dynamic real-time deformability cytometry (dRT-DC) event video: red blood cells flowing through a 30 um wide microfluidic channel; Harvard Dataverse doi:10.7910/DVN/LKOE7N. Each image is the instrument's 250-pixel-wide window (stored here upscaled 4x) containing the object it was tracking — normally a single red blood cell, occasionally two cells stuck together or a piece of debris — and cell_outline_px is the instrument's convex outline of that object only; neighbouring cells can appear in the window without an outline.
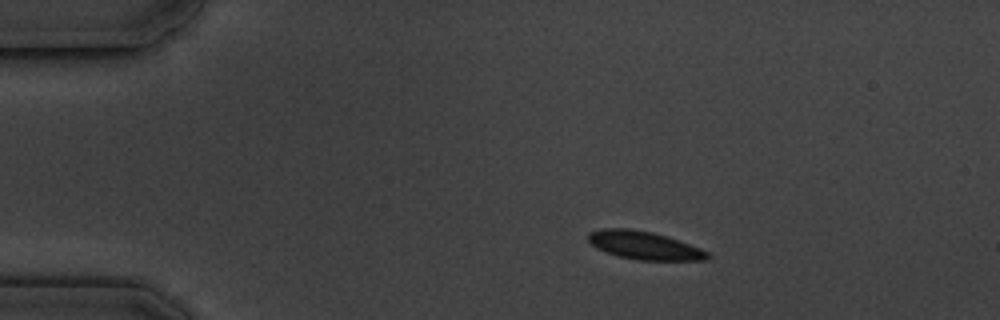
{"species": "common noctule bat (a hibernating species)", "species_latin": "Nyctalus noctula", "temperature_condition": "cold", "stored_images_in_passage": 8, "camera_frame_rate_fps": 3000, "um_per_image_px": 0.085, "animal": {"sex": "male", "body_mass_g": 19.5, "forearm_length_mm": 54.6}, "frame": {"image": 1, "passage_image": 1, "time_ms": 0.0, "image_size_px": [1000, 320], "cell_outline_px": [[712, 256], [708, 260], [636, 260], [620, 256], [596, 248], [588, 240], [588, 232], [604, 228], [628, 228], [652, 232], [668, 236], [700, 248], [708, 252]], "centroid_in_image_um": [54.79, 20.85], "position_along_channel_um": 30.2, "area_um2": 19.54}}
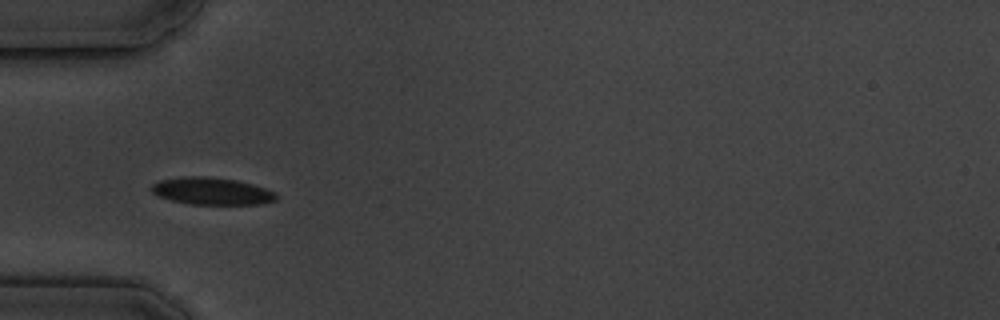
{"frame": {"image": 2, "passage_image": 3, "time_ms": 2.667, "image_size_px": [1000, 320], "cell_outline_px": [[280, 196], [276, 200], [264, 204], [188, 204], [172, 200], [160, 196], [152, 192], [152, 184], [160, 180], [180, 176], [204, 176], [236, 180], [252, 184], [276, 192]], "centroid_in_image_um": [18.04, 16.24], "position_along_channel_um": 67.0, "area_um2": 19.83}}